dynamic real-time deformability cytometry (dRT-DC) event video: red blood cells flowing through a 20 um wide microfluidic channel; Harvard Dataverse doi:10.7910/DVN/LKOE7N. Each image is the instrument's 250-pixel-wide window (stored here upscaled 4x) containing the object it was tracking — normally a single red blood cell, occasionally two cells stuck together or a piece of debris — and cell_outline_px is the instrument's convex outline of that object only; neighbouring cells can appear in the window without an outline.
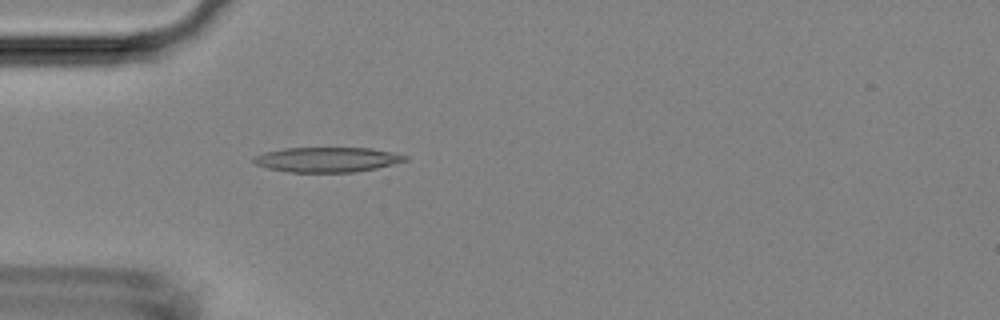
{"species": "Egyptian fruit bat (a non-hibernating species)", "species_latin": "Rousettus aegyptiacus", "temperature_condition": "room temperature", "stored_images_in_passage": 3, "camera_frame_rate_fps": 3000, "um_per_image_px": 0.085, "animal": {"sex": "female"}, "frame": {"image": 1, "passage_image": 3, "time_ms": 2.0, "image_size_px": [1000, 320], "cell_outline_px": [[408, 160], [376, 168], [356, 172], [292, 172], [268, 168], [256, 164], [252, 160], [252, 156], [264, 152], [284, 148], [372, 148], [392, 152], [408, 156]], "centroid_in_image_um": [27.8, 13.56], "position_along_channel_um": 57.2, "area_um2": 21.96}}